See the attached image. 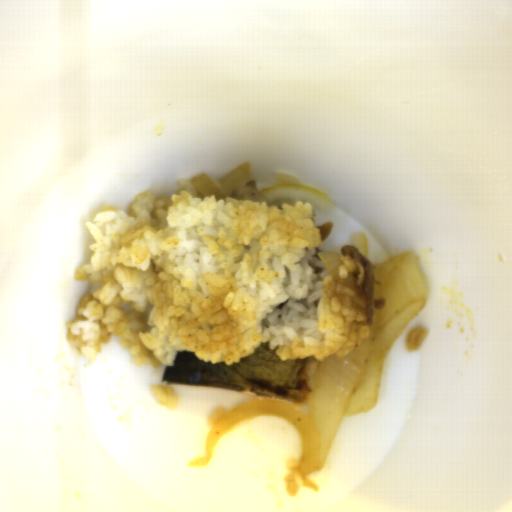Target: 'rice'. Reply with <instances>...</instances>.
Instances as JSON below:
<instances>
[{
  "mask_svg": "<svg viewBox=\"0 0 512 512\" xmlns=\"http://www.w3.org/2000/svg\"><path fill=\"white\" fill-rule=\"evenodd\" d=\"M300 462L298 460H287L285 463L286 472L282 478L281 486L286 496L291 500L297 496L304 482L299 469Z\"/></svg>",
  "mask_w": 512,
  "mask_h": 512,
  "instance_id": "2",
  "label": "rice"
},
{
  "mask_svg": "<svg viewBox=\"0 0 512 512\" xmlns=\"http://www.w3.org/2000/svg\"><path fill=\"white\" fill-rule=\"evenodd\" d=\"M228 412L226 409H224L223 407H217L216 409H214L213 411L210 412V414L208 415L206 421L207 423L213 427L214 424L219 421L224 415H226Z\"/></svg>",
  "mask_w": 512,
  "mask_h": 512,
  "instance_id": "6",
  "label": "rice"
},
{
  "mask_svg": "<svg viewBox=\"0 0 512 512\" xmlns=\"http://www.w3.org/2000/svg\"><path fill=\"white\" fill-rule=\"evenodd\" d=\"M429 329L415 327L410 329L405 338L406 350L418 351L422 341L427 338Z\"/></svg>",
  "mask_w": 512,
  "mask_h": 512,
  "instance_id": "4",
  "label": "rice"
},
{
  "mask_svg": "<svg viewBox=\"0 0 512 512\" xmlns=\"http://www.w3.org/2000/svg\"><path fill=\"white\" fill-rule=\"evenodd\" d=\"M169 198L136 194L85 223L95 242L75 281L92 282L66 323L90 361L120 338L136 366H175L180 352L232 366L269 342L281 361L344 357L370 334L368 301L318 253L310 202L281 206L215 194L192 179Z\"/></svg>",
  "mask_w": 512,
  "mask_h": 512,
  "instance_id": "1",
  "label": "rice"
},
{
  "mask_svg": "<svg viewBox=\"0 0 512 512\" xmlns=\"http://www.w3.org/2000/svg\"><path fill=\"white\" fill-rule=\"evenodd\" d=\"M275 177L283 185H298L299 183L298 179L291 174L276 172Z\"/></svg>",
  "mask_w": 512,
  "mask_h": 512,
  "instance_id": "7",
  "label": "rice"
},
{
  "mask_svg": "<svg viewBox=\"0 0 512 512\" xmlns=\"http://www.w3.org/2000/svg\"><path fill=\"white\" fill-rule=\"evenodd\" d=\"M340 260L343 261V264L339 267L338 274L339 277L343 280L349 277V273H353L356 270L355 263L351 256L341 257Z\"/></svg>",
  "mask_w": 512,
  "mask_h": 512,
  "instance_id": "5",
  "label": "rice"
},
{
  "mask_svg": "<svg viewBox=\"0 0 512 512\" xmlns=\"http://www.w3.org/2000/svg\"><path fill=\"white\" fill-rule=\"evenodd\" d=\"M151 390L157 399V403L164 406L168 410L176 409L178 406L179 396L175 394L173 387L153 385Z\"/></svg>",
  "mask_w": 512,
  "mask_h": 512,
  "instance_id": "3",
  "label": "rice"
}]
</instances>
